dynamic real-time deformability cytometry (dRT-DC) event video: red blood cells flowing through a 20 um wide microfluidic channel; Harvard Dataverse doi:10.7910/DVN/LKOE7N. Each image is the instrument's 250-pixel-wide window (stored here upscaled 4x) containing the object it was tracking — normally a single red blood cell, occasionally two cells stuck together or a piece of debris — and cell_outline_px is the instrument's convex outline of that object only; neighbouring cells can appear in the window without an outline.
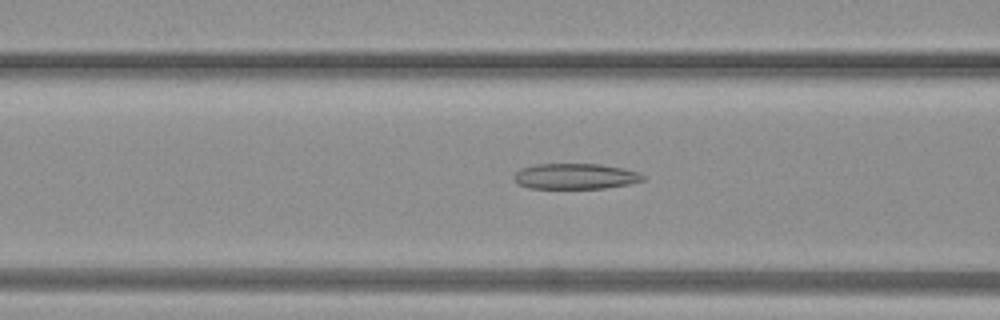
{"species": "common noctule bat (a hibernating species)", "species_latin": "Nyctalus noctula", "temperature_condition": "warm", "stored_images_in_passage": 39, "camera_frame_rate_fps": 3000, "um_per_image_px": 0.085, "animal": {"sex": "female", "body_mass_g": 19.3, "forearm_length_mm": 54.1}, "frame": {"image": 1, "passage_image": 15, "time_ms": 4.667, "image_size_px": [1000, 320], "cell_outline_px": [[644, 180], [628, 184], [604, 188], [528, 188], [516, 184], [512, 176], [520, 168], [536, 164], [600, 164], [624, 168], [636, 172], [644, 176]], "centroid_in_image_um": [48.84, 14.98], "position_along_channel_um": 117.8, "area_um2": 19.31}}
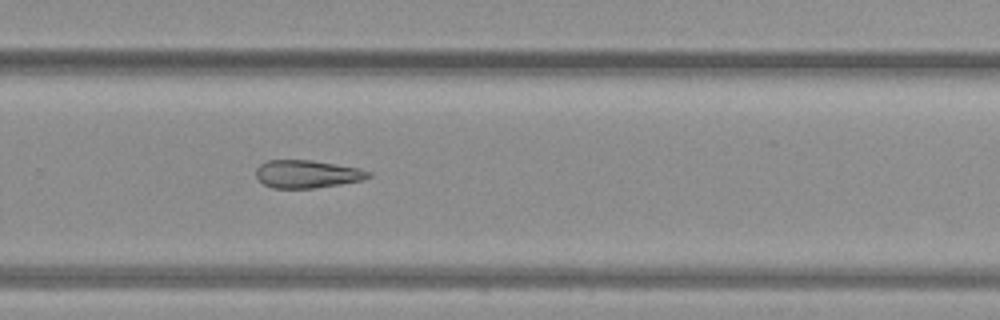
{"frame": {"image": 2, "passage_image": 26, "time_ms": 8.333, "image_size_px": [1000, 320], "cell_outline_px": [[372, 176], [364, 180], [316, 188], [272, 188], [264, 184], [256, 176], [256, 168], [260, 164], [268, 160], [312, 160], [360, 168], [372, 172]], "centroid_in_image_um": [26.14, 14.79], "position_along_channel_um": 303.7, "area_um2": 18.38}}
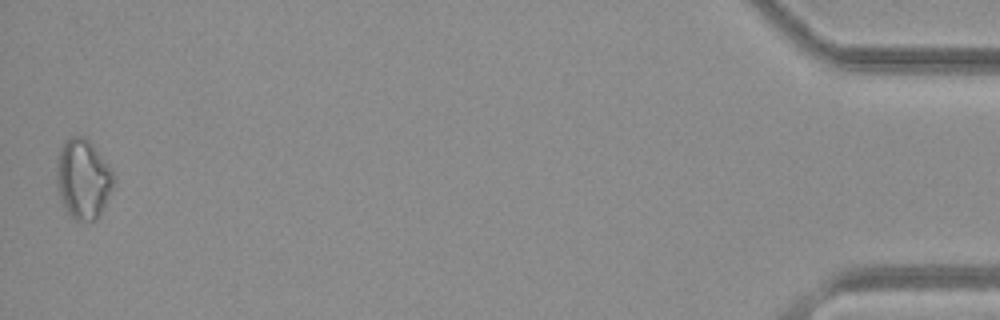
{"frame": {"image": 3, "passage_image": 39, "time_ms": 12.667, "image_size_px": [1000, 320], "cell_outline_px": [[116, 180], [96, 220], [76, 220], [68, 212], [60, 196], [56, 184], [56, 156], [64, 140], [72, 136], [84, 136], [92, 144], [112, 168]], "centroid_in_image_um": [7.05, 15.15], "position_along_channel_um": 428.2, "area_um2": 26.47}}